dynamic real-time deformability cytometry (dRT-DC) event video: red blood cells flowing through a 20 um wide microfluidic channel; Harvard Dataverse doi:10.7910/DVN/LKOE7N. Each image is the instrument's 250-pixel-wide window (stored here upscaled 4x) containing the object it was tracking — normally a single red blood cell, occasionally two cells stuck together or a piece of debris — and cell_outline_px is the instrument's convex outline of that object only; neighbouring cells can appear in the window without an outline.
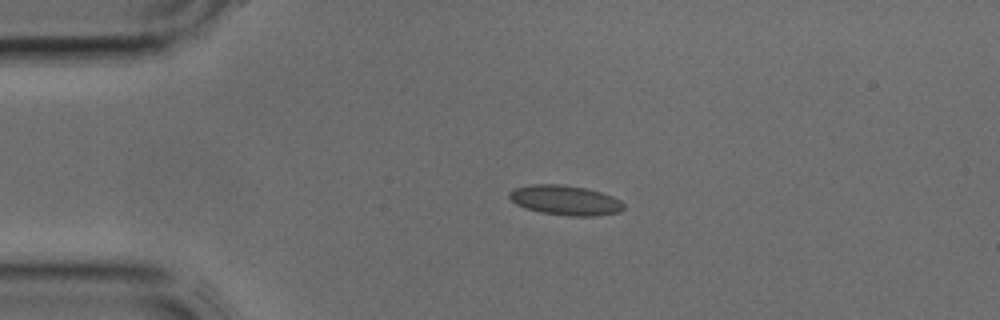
{"species": "common noctule bat (a hibernating species)", "species_latin": "Nyctalus noctula", "temperature_condition": "cold", "stored_images_in_passage": 3, "camera_frame_rate_fps": 3000, "um_per_image_px": 0.085, "animal": {"sex": "male", "body_mass_g": 17.9, "forearm_length_mm": 54.2}, "frame": {"image": 1, "passage_image": 1, "time_ms": 0.0, "image_size_px": [1000, 320], "cell_outline_px": [[624, 208], [620, 212], [596, 216], [568, 216], [540, 212], [524, 208], [516, 204], [508, 196], [508, 192], [512, 188], [532, 184], [560, 184], [584, 188], [600, 192], [612, 196], [620, 200], [624, 204]], "centroid_in_image_um": [48.02, 17.02], "position_along_channel_um": 37.0, "area_um2": 20.0}}
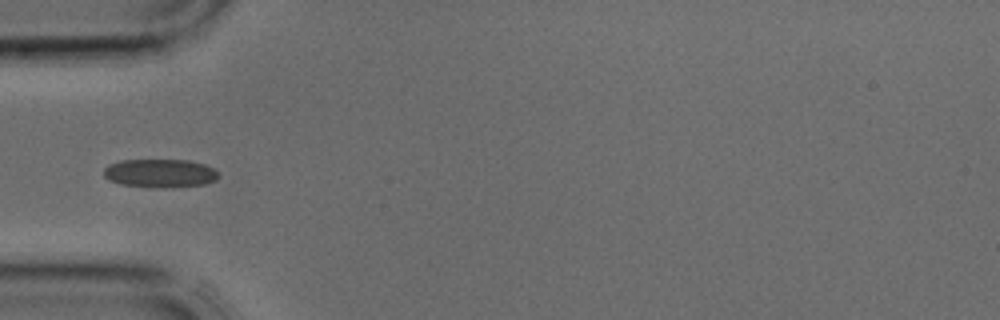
{"frame": {"image": 2, "passage_image": 2, "time_ms": 0.333, "image_size_px": [1000, 320], "cell_outline_px": [[220, 176], [216, 180], [204, 184], [160, 188], [156, 188], [120, 184], [108, 180], [104, 176], [104, 168], [108, 164], [120, 160], [188, 160], [204, 164], [212, 168]], "centroid_in_image_um": [13.57, 14.72], "position_along_channel_um": 71.4, "area_um2": 19.07}}